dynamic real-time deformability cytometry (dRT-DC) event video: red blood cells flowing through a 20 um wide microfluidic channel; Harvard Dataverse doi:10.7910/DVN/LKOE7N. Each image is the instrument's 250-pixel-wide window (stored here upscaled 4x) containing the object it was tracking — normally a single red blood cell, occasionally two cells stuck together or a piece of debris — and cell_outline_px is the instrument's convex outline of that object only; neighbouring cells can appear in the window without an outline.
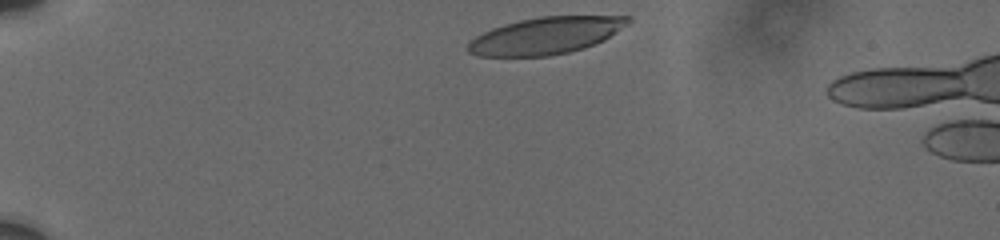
{"species": "human", "species_latin": "Homo sapiens", "temperature_condition": "cold", "stored_images_in_passage": 6, "camera_frame_rate_fps": 3000, "um_per_image_px": 0.085, "donor": {"sex": "male"}, "frame": {"image": 1, "passage_image": 1, "time_ms": 0.0, "image_size_px": [1000, 240], "cell_outline_px": [[632, 20], [628, 24], [604, 40], [584, 48], [568, 52], [548, 56], [476, 56], [468, 52], [468, 44], [476, 36], [492, 28], [504, 24], [520, 20], [540, 16], [632, 16]], "centroid_in_image_um": [46.41, 3.02], "position_along_channel_um": 38.6, "area_um2": 34.33}}
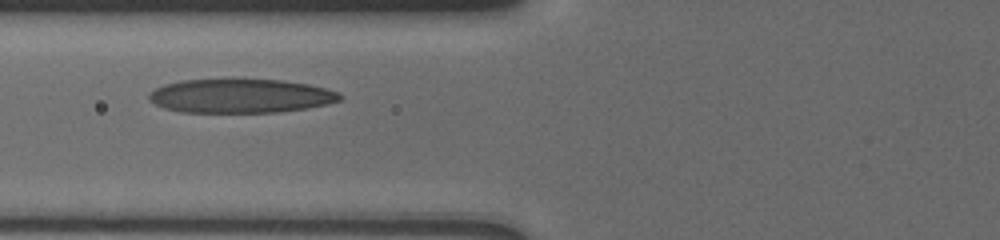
{"frame": {"image": 2, "passage_image": 5, "time_ms": 3.667, "image_size_px": [1000, 240], "cell_outline_px": [[344, 96], [340, 100], [308, 108], [276, 112], [180, 112], [164, 108], [148, 100], [148, 92], [164, 84], [180, 80], [284, 80], [308, 84], [340, 92]], "centroid_in_image_um": [20.43, 8.16], "position_along_channel_um": 105.4, "area_um2": 37.69}}
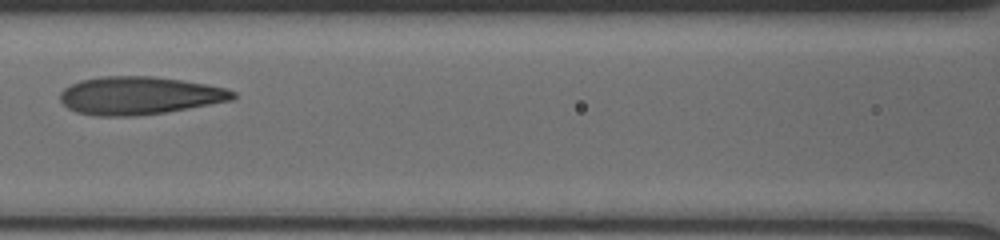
{"frame": {"image": 3, "passage_image": 6, "time_ms": 5.0, "image_size_px": [1000, 240], "cell_outline_px": [[236, 96], [232, 100], [164, 112], [136, 116], [96, 116], [76, 112], [68, 108], [60, 100], [60, 92], [64, 88], [80, 80], [100, 76], [152, 76], [180, 80], [204, 84], [224, 88], [236, 92]], "centroid_in_image_um": [11.79, 8.12], "position_along_channel_um": 154.8, "area_um2": 37.97}}